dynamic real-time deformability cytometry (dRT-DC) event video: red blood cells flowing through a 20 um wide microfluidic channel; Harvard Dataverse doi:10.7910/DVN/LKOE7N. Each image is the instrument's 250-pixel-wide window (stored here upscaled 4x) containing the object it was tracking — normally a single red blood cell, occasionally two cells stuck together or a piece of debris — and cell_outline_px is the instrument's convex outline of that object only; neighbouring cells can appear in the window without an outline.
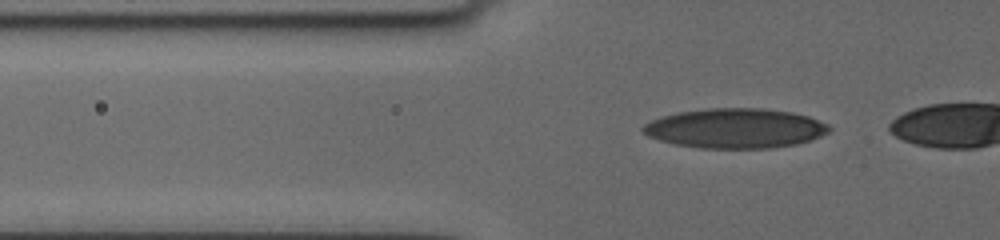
{"species": "human", "species_latin": "Homo sapiens", "temperature_condition": "cold", "stored_images_in_passage": 32, "camera_frame_rate_fps": 3000, "um_per_image_px": 0.085, "donor": {"sex": "female"}, "frame": {"image": 1, "passage_image": 23, "time_ms": 5.333, "image_size_px": [1000, 240], "cell_outline_px": [[832, 128], [828, 132], [820, 136], [796, 144], [772, 148], [700, 148], [676, 144], [660, 140], [648, 136], [640, 128], [644, 124], [652, 120], [676, 112], [708, 108], [760, 108], [792, 112], [808, 116], [828, 124]], "centroid_in_image_um": [62.5, 10.9], "position_along_channel_um": 63.3, "area_um2": 43.0}}